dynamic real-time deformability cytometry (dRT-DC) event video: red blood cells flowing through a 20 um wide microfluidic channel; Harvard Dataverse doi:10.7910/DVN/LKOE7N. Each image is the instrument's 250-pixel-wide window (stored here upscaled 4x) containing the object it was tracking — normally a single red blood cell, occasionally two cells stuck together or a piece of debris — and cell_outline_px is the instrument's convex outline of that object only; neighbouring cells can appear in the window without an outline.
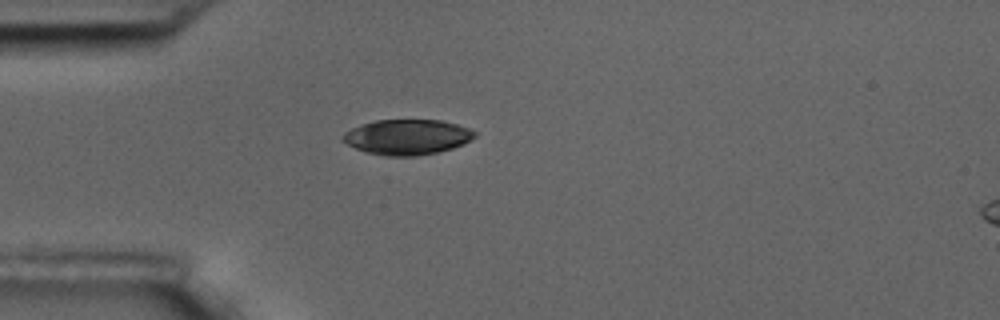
{"species": "common noctule bat (a hibernating species)", "species_latin": "Nyctalus noctula", "temperature_condition": "room temperature", "stored_images_in_passage": 12, "camera_frame_rate_fps": 3000, "um_per_image_px": 0.085, "animal": {"sex": "male", "body_mass_g": 17.5, "forearm_length_mm": 52.3}, "frame": {"image": 1, "passage_image": 1, "time_ms": 0.0, "image_size_px": [1000, 320], "cell_outline_px": [[476, 136], [464, 144], [452, 148], [436, 152], [416, 156], [384, 156], [364, 152], [340, 140], [340, 136], [344, 132], [352, 128], [376, 120], [440, 120], [456, 124], [468, 128], [476, 132]], "centroid_in_image_um": [34.58, 11.65], "position_along_channel_um": 50.4, "area_um2": 27.11}}
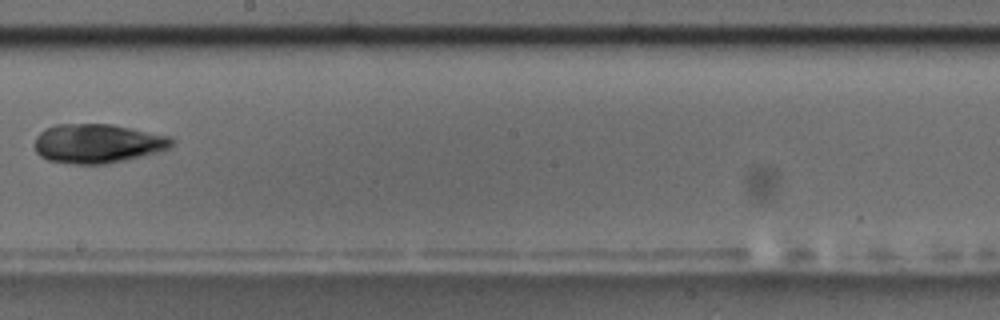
{"frame": {"image": 2, "passage_image": 6, "time_ms": 5.667, "image_size_px": [1000, 320], "cell_outline_px": [[176, 140], [168, 148], [160, 152], [108, 164], [72, 164], [48, 160], [40, 156], [36, 152], [36, 136], [44, 128], [56, 124], [112, 124], [172, 136]], "centroid_in_image_um": [8.33, 12.19], "position_along_channel_um": 239.9, "area_um2": 31.62}}
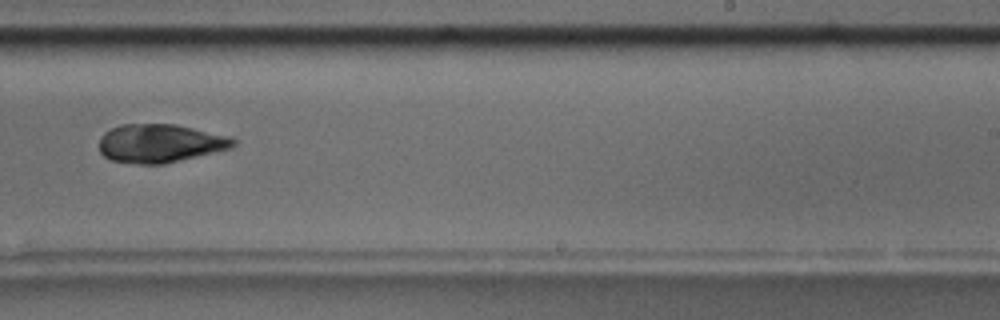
{"frame": {"image": 3, "passage_image": 7, "time_ms": 6.667, "image_size_px": [1000, 320], "cell_outline_px": [[236, 144], [232, 148], [164, 164], [140, 164], [112, 160], [104, 156], [100, 152], [100, 136], [104, 132], [120, 124], [176, 124], [232, 136], [236, 140]], "centroid_in_image_um": [13.64, 12.17], "position_along_channel_um": 275.4, "area_um2": 30.23}}